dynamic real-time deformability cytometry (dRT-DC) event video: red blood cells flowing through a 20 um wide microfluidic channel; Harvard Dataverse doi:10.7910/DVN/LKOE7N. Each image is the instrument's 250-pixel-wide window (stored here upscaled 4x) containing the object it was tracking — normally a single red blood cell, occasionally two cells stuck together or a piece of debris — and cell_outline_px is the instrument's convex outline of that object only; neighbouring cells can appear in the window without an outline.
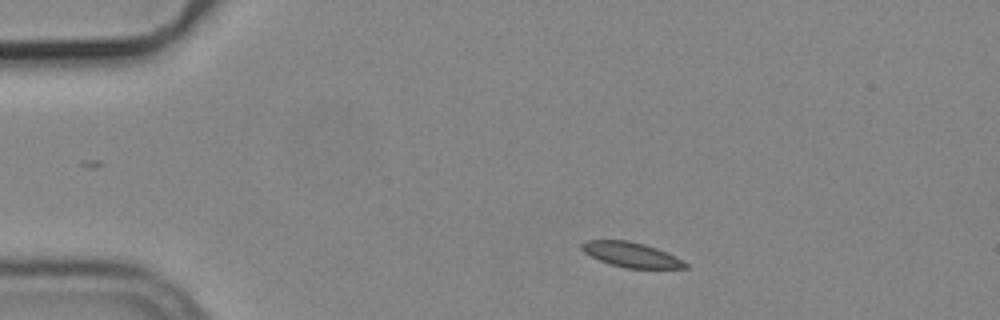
{"species": "common noctule bat (a hibernating species)", "species_latin": "Nyctalus noctula", "temperature_condition": "cold", "stored_images_in_passage": 3, "camera_frame_rate_fps": 3000, "um_per_image_px": 0.085, "animal": {"sex": "male", "body_mass_g": 19.2, "forearm_length_mm": 51.8}, "frame": {"image": 1, "passage_image": 1, "time_ms": 0.0, "image_size_px": [1000, 320], "cell_outline_px": [[688, 268], [628, 268], [612, 264], [600, 260], [584, 252], [580, 248], [580, 244], [584, 240], [628, 240], [644, 244], [656, 248], [676, 256], [684, 260], [688, 264]], "centroid_in_image_um": [53.66, 21.63], "position_along_channel_um": 31.3, "area_um2": 14.97}}